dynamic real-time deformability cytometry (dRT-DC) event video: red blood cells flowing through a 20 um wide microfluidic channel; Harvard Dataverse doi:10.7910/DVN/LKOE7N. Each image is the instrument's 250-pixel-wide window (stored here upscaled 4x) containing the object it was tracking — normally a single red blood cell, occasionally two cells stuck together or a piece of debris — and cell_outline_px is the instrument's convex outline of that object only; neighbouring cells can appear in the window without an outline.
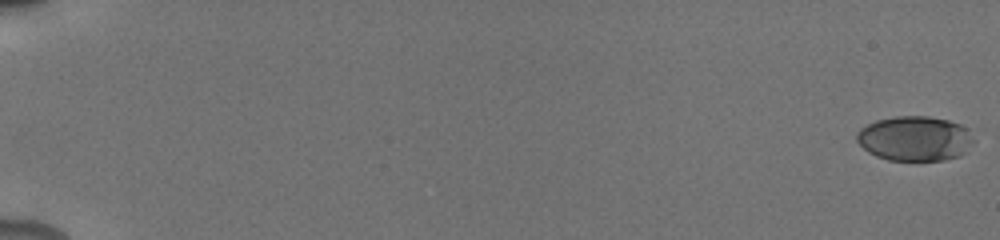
{"species": "human", "species_latin": "Homo sapiens", "temperature_condition": "cold", "stored_images_in_passage": 28, "camera_frame_rate_fps": 3000, "um_per_image_px": 0.085, "donor": {"sex": "male"}, "frame": {"image": 1, "passage_image": 1, "time_ms": 0.0, "image_size_px": [1000, 240], "cell_outline_px": [[976, 140], [960, 156], [944, 160], [888, 160], [876, 156], [868, 152], [856, 140], [856, 132], [860, 128], [876, 120], [896, 116], [928, 116], [948, 120], [960, 124], [968, 128]], "centroid_in_image_um": [77.78, 11.77], "position_along_channel_um": 7.2, "area_um2": 30.75}}
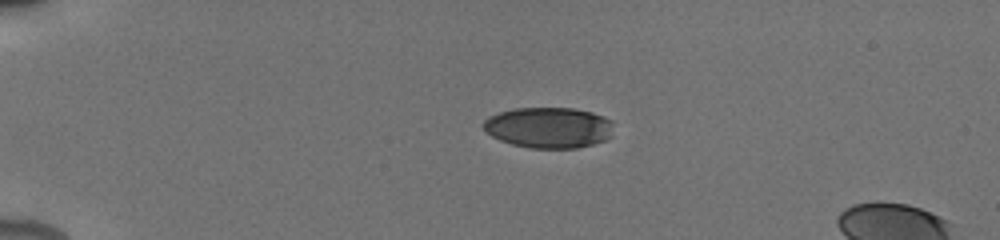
{"frame": {"image": 2, "passage_image": 20, "time_ms": 4.667, "image_size_px": [1000, 240], "cell_outline_px": [[612, 136], [604, 140], [592, 144], [576, 148], [532, 148], [512, 144], [500, 140], [492, 136], [480, 124], [488, 116], [512, 108], [572, 108], [592, 112], [604, 116], [612, 120]], "centroid_in_image_um": [46.64, 10.83], "position_along_channel_um": 38.4, "area_um2": 31.1}}